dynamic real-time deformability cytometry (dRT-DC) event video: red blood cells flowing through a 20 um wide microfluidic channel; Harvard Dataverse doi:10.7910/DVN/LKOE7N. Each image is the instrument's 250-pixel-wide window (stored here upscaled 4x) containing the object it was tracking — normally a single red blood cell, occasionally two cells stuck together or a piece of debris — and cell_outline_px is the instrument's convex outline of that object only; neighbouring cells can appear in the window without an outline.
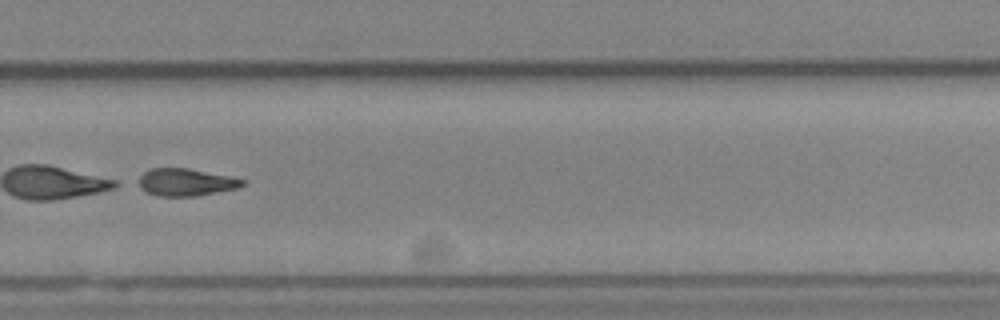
{"species": "Egyptian fruit bat (a non-hibernating species)", "species_latin": "Rousettus aegyptiacus", "temperature_condition": "cold", "stored_images_in_passage": 40, "segment_of_instrument_passage": [2, 2], "camera_frame_rate_fps": 3000, "um_per_image_px": 0.085, "animal": {"sex": "female"}, "frame": {"image": 1, "passage_image": 25, "time_ms": 8.0, "image_size_px": [1000, 320], "cell_outline_px": [[248, 180], [244, 184], [236, 188], [196, 196], [160, 196], [148, 192], [132, 184], [144, 172], [152, 168], [188, 168]], "centroid_in_image_um": [15.73, 15.48], "position_along_channel_um": 314.1, "area_um2": 16.65}}